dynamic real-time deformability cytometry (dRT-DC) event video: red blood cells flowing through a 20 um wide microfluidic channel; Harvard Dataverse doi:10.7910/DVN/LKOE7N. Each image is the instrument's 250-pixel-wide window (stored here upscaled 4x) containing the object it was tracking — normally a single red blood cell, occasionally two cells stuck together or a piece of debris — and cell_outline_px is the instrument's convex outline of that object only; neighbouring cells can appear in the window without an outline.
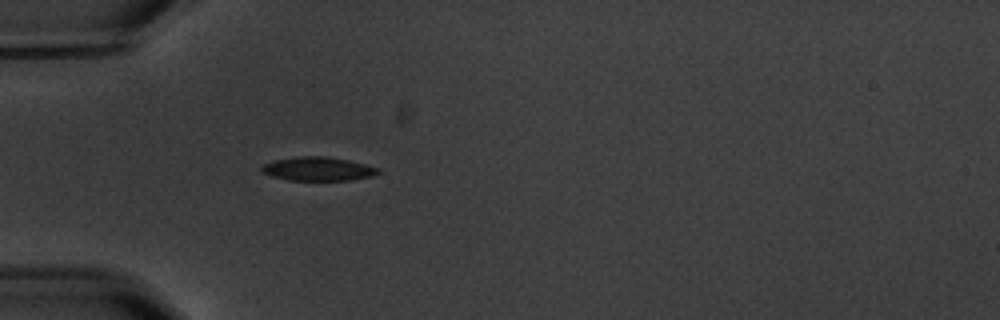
{"species": "common noctule bat (a hibernating species)", "species_latin": "Nyctalus noctula", "temperature_condition": "warm", "stored_images_in_passage": 5, "camera_frame_rate_fps": 3000, "um_per_image_px": 0.085, "animal": {"sex": "male", "body_mass_g": 20.1, "forearm_length_mm": 53.5}, "frame": {"image": 1, "passage_image": 5, "time_ms": 4.667, "image_size_px": [1000, 320], "cell_outline_px": [[380, 172], [372, 176], [348, 180], [288, 180], [272, 176], [260, 172], [260, 168], [264, 164], [276, 160], [300, 156], [324, 156], [348, 160], [380, 168]], "centroid_in_image_um": [27.02, 14.36], "position_along_channel_um": 58.0, "area_um2": 16.01}}